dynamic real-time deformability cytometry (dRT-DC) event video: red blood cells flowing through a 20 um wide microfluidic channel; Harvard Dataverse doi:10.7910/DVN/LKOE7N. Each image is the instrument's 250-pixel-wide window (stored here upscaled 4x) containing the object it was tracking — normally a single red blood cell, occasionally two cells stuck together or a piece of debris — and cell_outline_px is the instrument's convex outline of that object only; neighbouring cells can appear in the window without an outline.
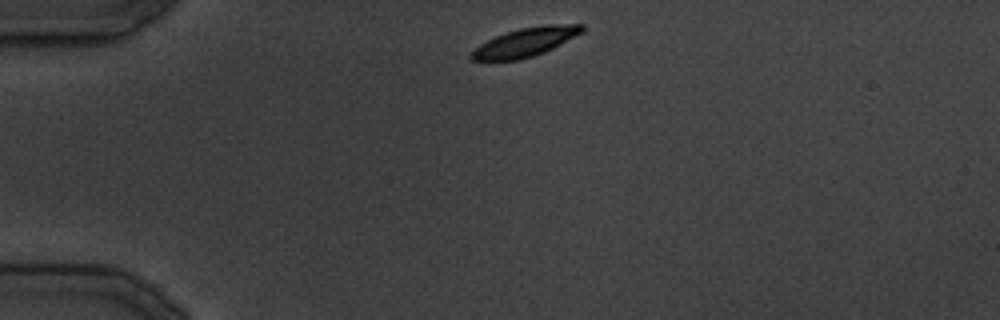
{"species": "common noctule bat (a hibernating species)", "species_latin": "Nyctalus noctula", "temperature_condition": "cold", "stored_images_in_passage": 27, "camera_frame_rate_fps": 3000, "um_per_image_px": 0.085, "animal": {"sex": "male", "body_mass_g": 19.5, "forearm_length_mm": 54.6}, "frame": {"image": 1, "passage_image": 1, "time_ms": 0.0, "image_size_px": [1000, 320], "cell_outline_px": [[584, 32], [544, 52], [532, 56], [516, 60], [472, 60], [468, 56], [480, 44], [496, 36], [520, 28], [552, 24], [584, 24]], "centroid_in_image_um": [44.69, 3.57], "position_along_channel_um": 40.3, "area_um2": 18.21}}
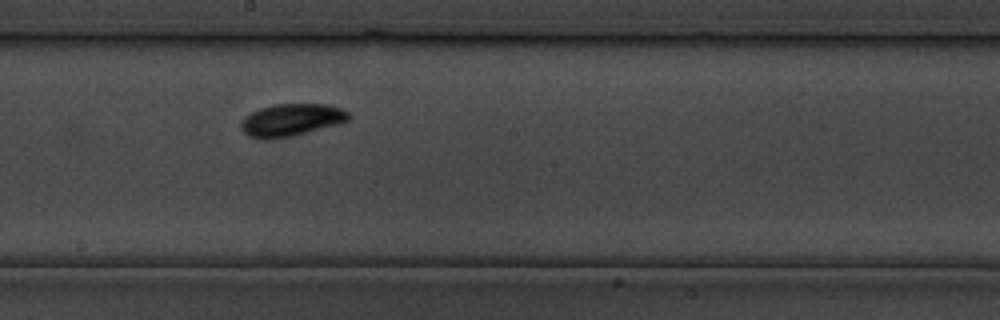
{"frame": {"image": 2, "passage_image": 12, "time_ms": 14.333, "image_size_px": [1000, 320], "cell_outline_px": [[348, 120], [340, 124], [292, 136], [272, 140], [260, 140], [248, 136], [240, 128], [240, 124], [244, 116], [260, 108], [272, 104], [328, 104], [340, 108], [348, 112]], "centroid_in_image_um": [24.71, 10.21], "position_along_channel_um": 223.5, "area_um2": 20.58}}
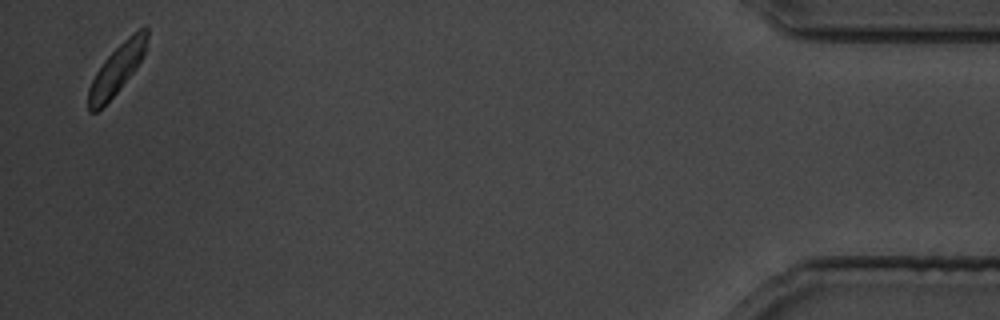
{"frame": {"image": 3, "passage_image": 27, "time_ms": 32.333, "image_size_px": [1000, 320], "cell_outline_px": [[148, 36], [144, 52], [136, 68], [120, 88], [96, 112], [88, 112], [88, 88], [96, 72], [104, 60], [128, 36], [140, 28], [148, 28]], "centroid_in_image_um": [9.91, 5.89], "position_along_channel_um": 425.3, "area_um2": 16.42}}